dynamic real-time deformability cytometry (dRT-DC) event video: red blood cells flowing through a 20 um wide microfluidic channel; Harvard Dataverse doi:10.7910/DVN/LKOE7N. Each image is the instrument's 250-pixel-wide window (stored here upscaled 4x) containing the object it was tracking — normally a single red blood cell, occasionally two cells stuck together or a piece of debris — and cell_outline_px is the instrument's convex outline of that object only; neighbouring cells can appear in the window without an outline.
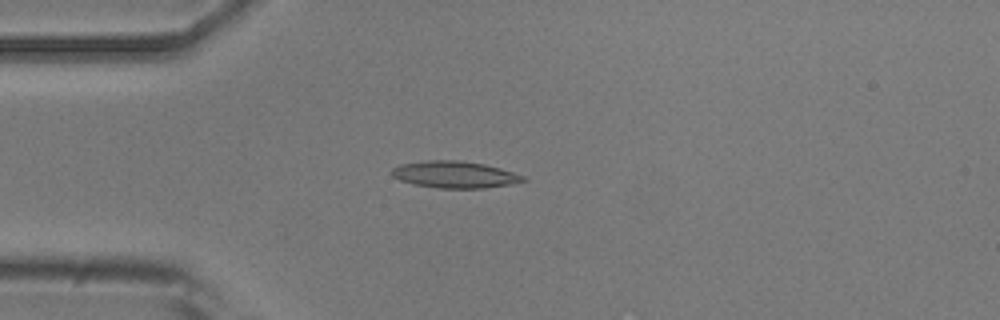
{"species": "common noctule bat (a hibernating species)", "species_latin": "Nyctalus noctula", "temperature_condition": "room temperature", "stored_images_in_passage": 2, "camera_frame_rate_fps": 3000, "um_per_image_px": 0.085, "animal": {"sex": "male", "body_mass_g": 20.5, "forearm_length_mm": 52.5}, "frame": {"image": 1, "passage_image": 2, "time_ms": 1.333, "image_size_px": [1000, 320], "cell_outline_px": [[528, 180], [512, 184], [484, 188], [436, 188], [412, 184], [400, 180], [392, 176], [392, 168], [400, 164], [424, 160], [460, 160], [484, 164], [500, 168], [524, 176]], "centroid_in_image_um": [38.63, 14.84], "position_along_channel_um": 46.4, "area_um2": 20.63}}